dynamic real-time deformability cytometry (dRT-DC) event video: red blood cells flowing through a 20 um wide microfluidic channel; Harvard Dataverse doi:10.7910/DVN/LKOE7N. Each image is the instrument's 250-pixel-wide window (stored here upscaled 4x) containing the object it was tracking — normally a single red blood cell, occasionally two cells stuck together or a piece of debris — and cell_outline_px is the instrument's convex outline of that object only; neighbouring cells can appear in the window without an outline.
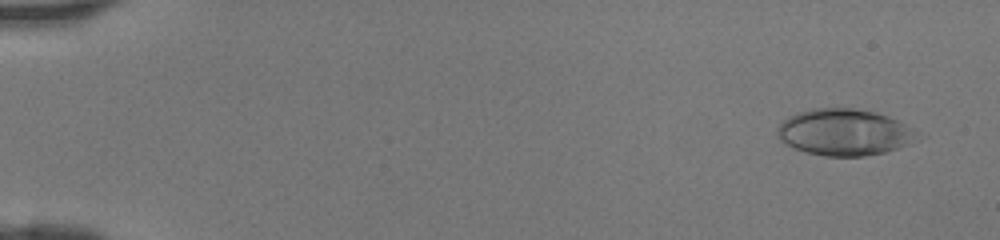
{"species": "human", "species_latin": "Homo sapiens", "temperature_condition": "room temperature", "stored_images_in_passage": 47, "camera_frame_rate_fps": 3000, "um_per_image_px": 0.085, "donor": {"sex": "female"}, "frame": {"image": 1, "passage_image": 4, "time_ms": 1.0, "image_size_px": [1000, 240], "cell_outline_px": [[928, 136], [896, 148], [884, 152], [864, 156], [824, 156], [792, 148], [780, 140], [776, 136], [776, 132], [780, 124], [788, 116], [796, 112], [812, 108], [852, 108], [876, 112], [888, 116]], "centroid_in_image_um": [71.79, 11.24], "position_along_channel_um": 13.2, "area_um2": 38.26}}
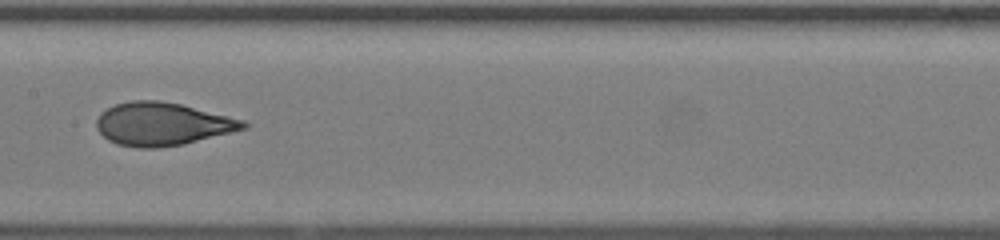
{"frame": {"image": 2, "passage_image": 26, "time_ms": 8.333, "image_size_px": [1000, 240], "cell_outline_px": [[248, 128], [184, 144], [156, 148], [136, 148], [116, 144], [108, 140], [96, 128], [96, 120], [100, 112], [116, 104], [132, 100], [156, 100], [180, 104], [244, 120], [248, 124]], "centroid_in_image_um": [13.77, 10.55], "position_along_channel_um": 193.6, "area_um2": 36.76}}
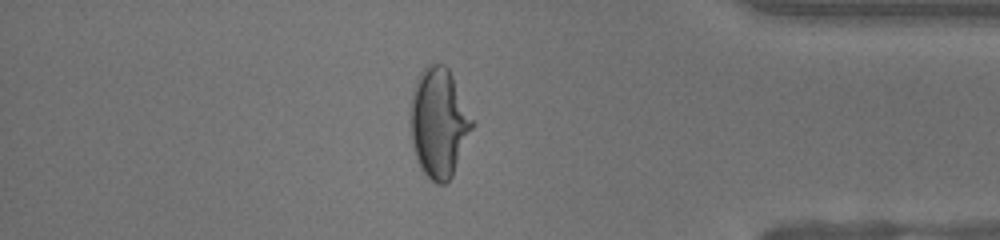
{"frame": {"image": 3, "passage_image": 41, "time_ms": 13.333, "image_size_px": [1000, 240], "cell_outline_px": [[476, 124], [452, 176], [444, 184], [436, 184], [424, 172], [416, 160], [412, 148], [408, 112], [412, 92], [416, 80], [420, 72], [428, 64], [444, 64], [448, 68]], "centroid_in_image_um": [37.28, 10.44], "position_along_channel_um": 397.9, "area_um2": 40.0}}